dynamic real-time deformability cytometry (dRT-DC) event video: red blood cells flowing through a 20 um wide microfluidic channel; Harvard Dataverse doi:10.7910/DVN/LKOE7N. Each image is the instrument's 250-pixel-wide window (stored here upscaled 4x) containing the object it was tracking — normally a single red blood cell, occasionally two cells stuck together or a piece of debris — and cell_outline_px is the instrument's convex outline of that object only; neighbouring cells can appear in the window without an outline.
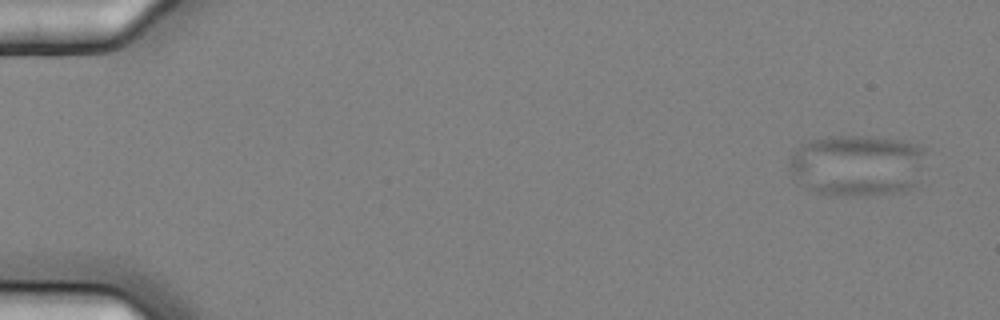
{"species": "common noctule bat (a hibernating species)", "species_latin": "Nyctalus noctula", "temperature_condition": "cold", "stored_images_in_passage": 4, "camera_frame_rate_fps": 3000, "um_per_image_px": 0.085, "animal": {"sex": "female", "body_mass_g": 25.1}, "frame": {"image": 1, "passage_image": 1, "time_ms": 0.0, "image_size_px": [1000, 320], "cell_outline_px": [[924, 152], [916, 184], [908, 188], [896, 192], [864, 196], [844, 196], [816, 192], [804, 188], [792, 180], [788, 168], [788, 160], [792, 152], [800, 144], [812, 140], [828, 136], [876, 136], [900, 140], [920, 144], [924, 148]], "centroid_in_image_um": [72.76, 14.04], "position_along_channel_um": 12.2, "area_um2": 49.65}}